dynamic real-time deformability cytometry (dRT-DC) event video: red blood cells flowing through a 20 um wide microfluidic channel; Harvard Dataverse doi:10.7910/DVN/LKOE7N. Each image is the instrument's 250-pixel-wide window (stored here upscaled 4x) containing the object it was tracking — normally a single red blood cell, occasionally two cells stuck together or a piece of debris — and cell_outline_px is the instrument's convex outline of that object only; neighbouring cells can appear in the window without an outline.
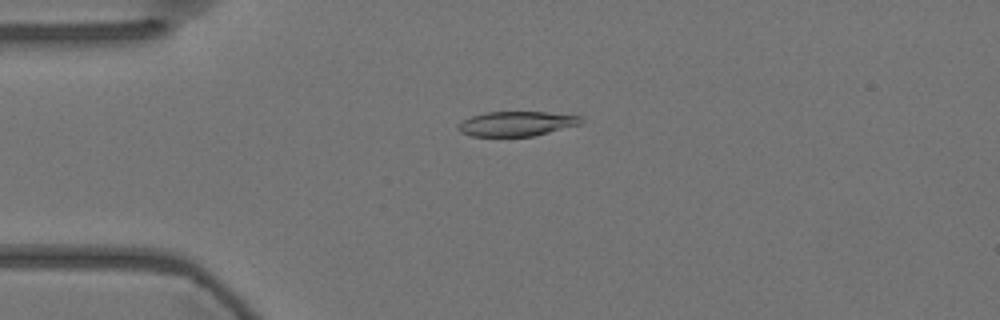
{"species": "Egyptian fruit bat (a non-hibernating species)", "species_latin": "Rousettus aegyptiacus", "temperature_condition": "warm", "stored_images_in_passage": 56, "camera_frame_rate_fps": 3000, "um_per_image_px": 0.085, "animal": {"sex": "female"}, "frame": {"image": 1, "passage_image": 13, "time_ms": 4.0, "image_size_px": [1000, 320], "cell_outline_px": [[584, 120], [580, 124], [532, 136], [472, 136], [460, 132], [456, 128], [460, 120], [484, 112], [548, 112], [580, 116]], "centroid_in_image_um": [43.85, 10.51], "position_along_channel_um": 41.1, "area_um2": 17.69}}
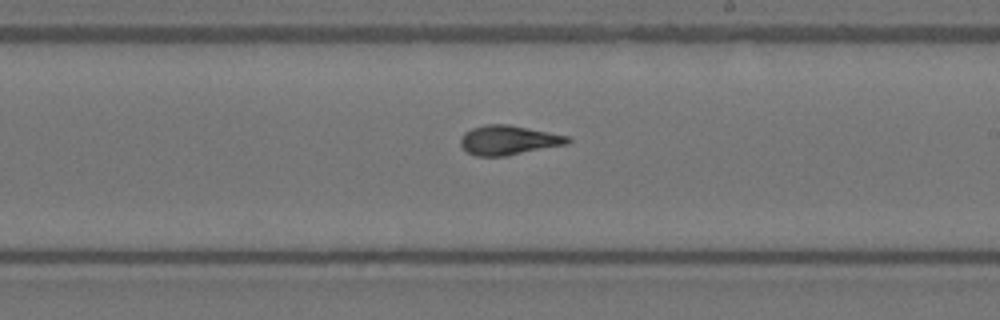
{"frame": {"image": 2, "passage_image": 32, "time_ms": 10.333, "image_size_px": [1000, 320], "cell_outline_px": [[572, 140], [568, 144], [504, 156], [476, 156], [468, 152], [460, 144], [460, 140], [464, 132], [472, 128], [484, 124], [508, 124], [572, 136]], "centroid_in_image_um": [43.26, 11.9], "position_along_channel_um": 245.7, "area_um2": 18.5}}
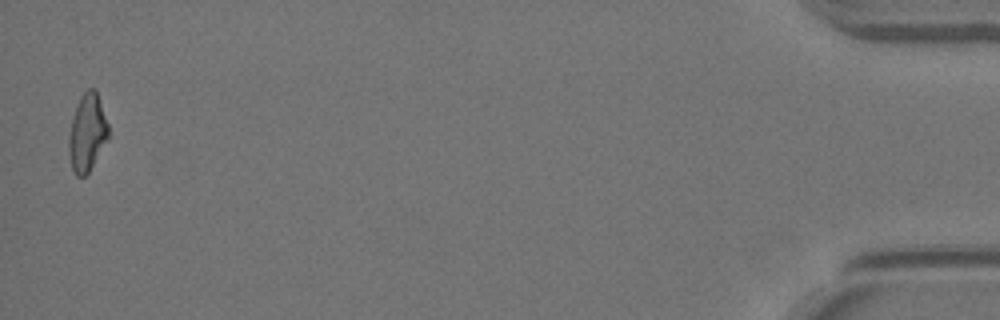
{"frame": {"image": 3, "passage_image": 55, "time_ms": 18.0, "image_size_px": [1000, 320], "cell_outline_px": [[108, 140], [88, 172], [84, 176], [76, 176], [72, 168], [68, 152], [68, 140], [72, 120], [76, 104], [80, 96], [88, 88], [96, 88], [108, 124]], "centroid_in_image_um": [7.41, 11.25], "position_along_channel_um": 427.8, "area_um2": 17.86}, "authors_computed_cell_mechanics": {"area_um2": 18.207, "velocity_mm_per_s": 3.6044, "shape_relaxation_time_tau1_ms": 6.7261, "shape_relaxation_time_tau2_ms": 2.3068, "deformation_change_tau1": 0.219, "deformation_change_tau2": 0.0955}}